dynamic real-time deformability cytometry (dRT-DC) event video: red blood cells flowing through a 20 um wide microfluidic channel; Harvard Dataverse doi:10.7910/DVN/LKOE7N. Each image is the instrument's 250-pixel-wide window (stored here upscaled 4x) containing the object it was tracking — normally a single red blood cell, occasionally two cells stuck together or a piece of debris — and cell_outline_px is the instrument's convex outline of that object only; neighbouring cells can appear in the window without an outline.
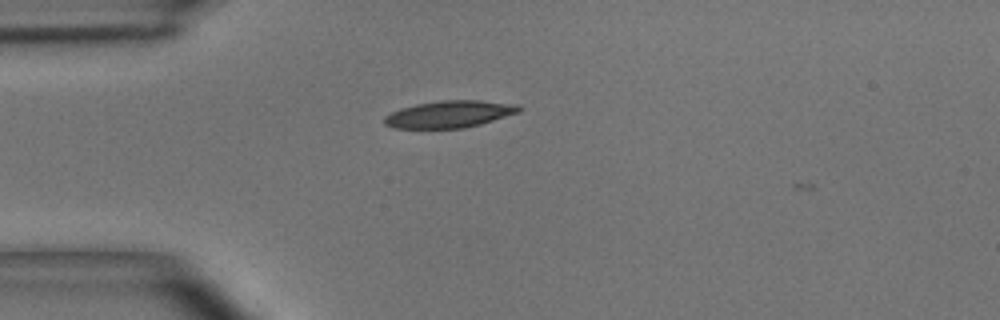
{"species": "common noctule bat (a hibernating species)", "species_latin": "Nyctalus noctula", "temperature_condition": "room temperature", "stored_images_in_passage": 2, "camera_frame_rate_fps": 3000, "um_per_image_px": 0.085, "animal": {"sex": "male", "body_mass_g": 15.6}, "frame": {"image": 1, "passage_image": 1, "time_ms": 0.0, "image_size_px": [1000, 320], "cell_outline_px": [[524, 108], [520, 112], [480, 124], [464, 128], [392, 128], [384, 124], [384, 116], [400, 108], [416, 104], [440, 100], [480, 100], [520, 104]], "centroid_in_image_um": [38.24, 9.69], "position_along_channel_um": 46.8, "area_um2": 21.39}}